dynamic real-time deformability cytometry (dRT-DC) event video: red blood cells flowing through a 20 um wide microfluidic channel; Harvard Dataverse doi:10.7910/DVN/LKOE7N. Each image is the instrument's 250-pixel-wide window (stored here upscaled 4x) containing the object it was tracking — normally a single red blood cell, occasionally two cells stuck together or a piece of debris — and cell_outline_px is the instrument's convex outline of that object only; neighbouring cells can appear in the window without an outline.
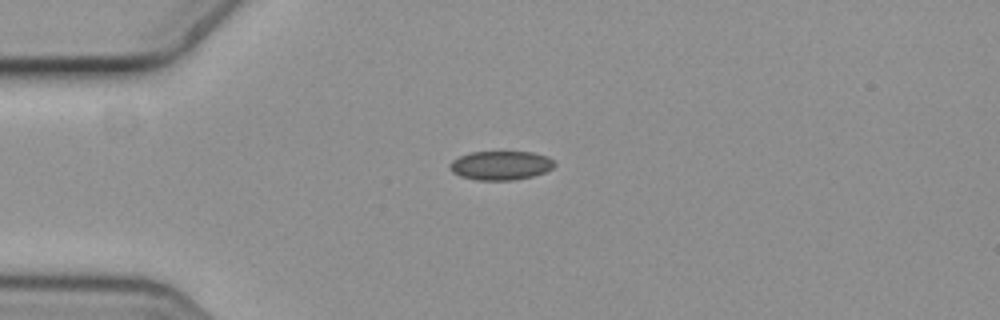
{"species": "common noctule bat (a hibernating species)", "species_latin": "Nyctalus noctula", "temperature_condition": "cold", "stored_images_in_passage": 2, "camera_frame_rate_fps": 3000, "um_per_image_px": 0.085, "animal": {"sex": "female", "body_mass_g": 19.3, "forearm_length_mm": 54.1}, "frame": {"image": 1, "passage_image": 1, "time_ms": 0.0, "image_size_px": [1000, 320], "cell_outline_px": [[556, 164], [552, 168], [544, 172], [532, 176], [512, 180], [476, 180], [460, 176], [452, 172], [448, 168], [448, 164], [452, 160], [468, 152], [532, 152], [548, 156], [556, 160]], "centroid_in_image_um": [42.55, 14.05], "position_along_channel_um": 42.4, "area_um2": 17.86}}
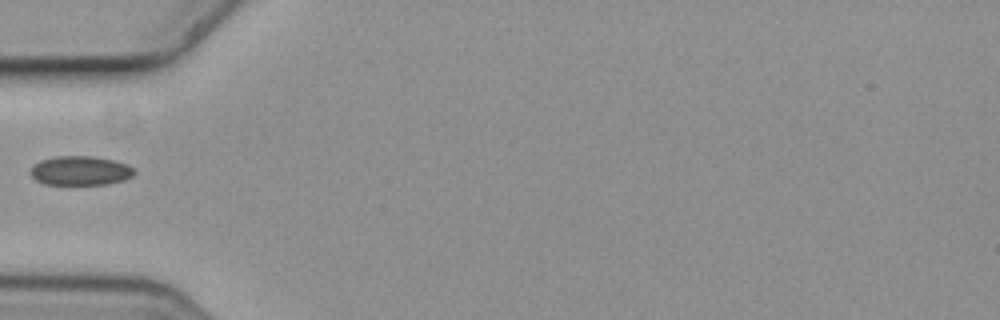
{"frame": {"image": 2, "passage_image": 2, "time_ms": 0.333, "image_size_px": [1000, 320], "cell_outline_px": [[136, 172], [132, 176], [124, 180], [108, 184], [44, 184], [36, 180], [32, 176], [32, 168], [40, 160], [56, 156], [92, 156], [112, 160], [128, 164]], "centroid_in_image_um": [6.86, 14.51], "position_along_channel_um": 78.1, "area_um2": 17.51}}